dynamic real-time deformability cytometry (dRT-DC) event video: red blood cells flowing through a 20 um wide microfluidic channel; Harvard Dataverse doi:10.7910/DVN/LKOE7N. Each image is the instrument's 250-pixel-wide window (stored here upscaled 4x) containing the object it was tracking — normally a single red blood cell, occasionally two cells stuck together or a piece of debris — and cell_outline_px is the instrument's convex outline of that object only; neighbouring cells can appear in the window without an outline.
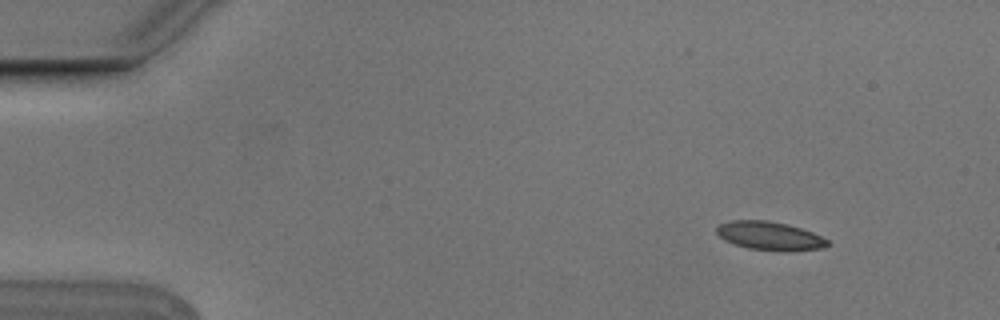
{"species": "Egyptian fruit bat (a non-hibernating species)", "species_latin": "Rousettus aegyptiacus", "temperature_condition": "cold", "stored_images_in_passage": 6, "camera_frame_rate_fps": 3000, "um_per_image_px": 0.085, "animal": {"sex": "male"}, "frame": {"image": 1, "passage_image": 2, "time_ms": 0.333, "image_size_px": [1000, 320], "cell_outline_px": [[832, 244], [824, 248], [792, 252], [780, 252], [748, 248], [724, 240], [716, 232], [716, 228], [720, 224], [732, 220], [768, 220], [788, 224], [812, 232], [828, 240]], "centroid_in_image_um": [65.48, 20.07], "position_along_channel_um": 19.5, "area_um2": 18.73}}